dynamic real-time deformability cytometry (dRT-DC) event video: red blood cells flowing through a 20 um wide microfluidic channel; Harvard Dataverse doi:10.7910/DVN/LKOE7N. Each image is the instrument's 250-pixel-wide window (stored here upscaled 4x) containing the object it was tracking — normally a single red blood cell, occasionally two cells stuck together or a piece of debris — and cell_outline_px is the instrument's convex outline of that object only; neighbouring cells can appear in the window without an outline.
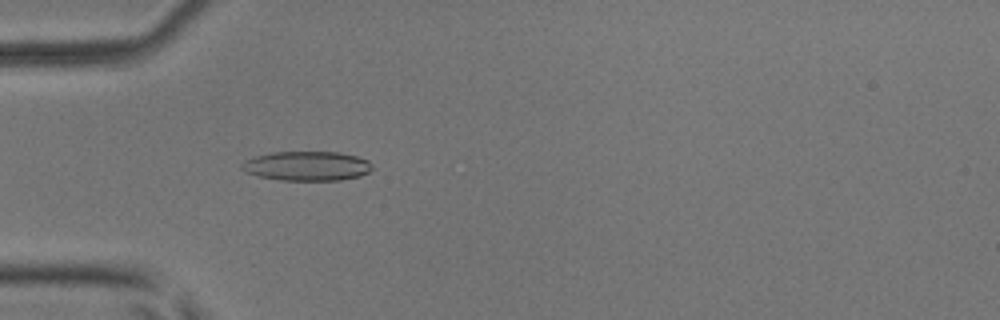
{"species": "common noctule bat (a hibernating species)", "species_latin": "Nyctalus noctula", "temperature_condition": "room temperature", "stored_images_in_passage": 22, "camera_frame_rate_fps": 3000, "um_per_image_px": 0.085, "animal": {"sex": "male", "body_mass_g": 17.9, "forearm_length_mm": 54.2}, "frame": {"image": 1, "passage_image": 9, "time_ms": 2.667, "image_size_px": [1000, 320], "cell_outline_px": [[372, 168], [368, 172], [360, 176], [340, 180], [280, 180], [256, 176], [244, 172], [240, 168], [240, 164], [244, 160], [252, 156], [272, 152], [336, 152], [356, 156], [368, 160], [372, 164]], "centroid_in_image_um": [26.02, 14.11], "position_along_channel_um": 59.0, "area_um2": 22.6}}
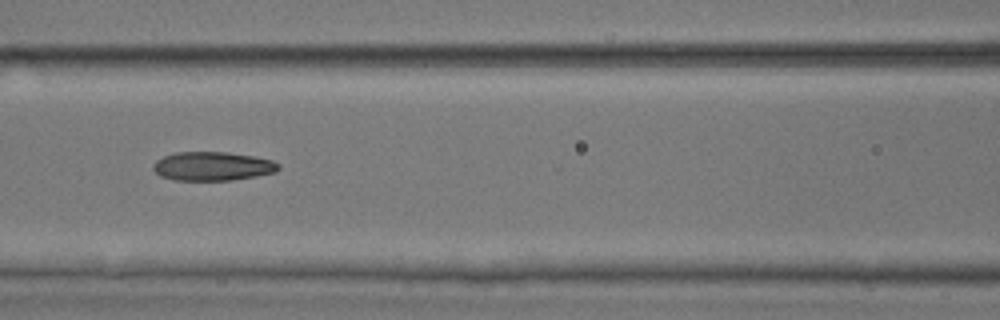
{"frame": {"image": 2, "passage_image": 16, "time_ms": 5.0, "image_size_px": [1000, 320], "cell_outline_px": [[280, 168], [276, 172], [256, 176], [232, 180], [172, 180], [160, 176], [152, 168], [152, 164], [156, 160], [164, 156], [176, 152], [228, 152], [256, 156], [272, 160], [280, 164]], "centroid_in_image_um": [18.07, 14.12], "position_along_channel_um": 148.5, "area_um2": 21.27}}
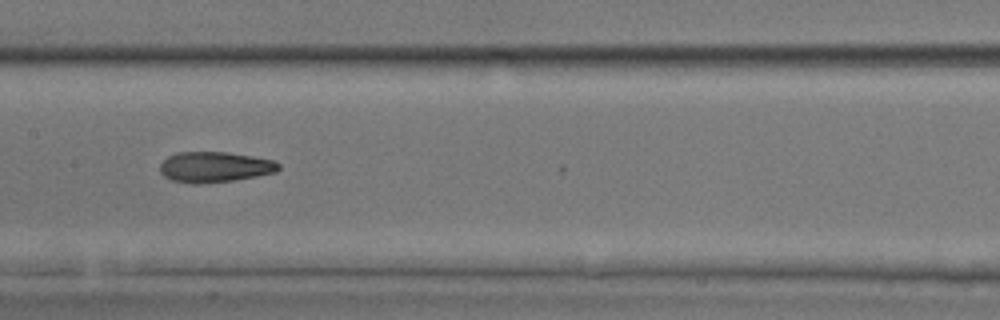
{"frame": {"image": 3, "passage_image": 19, "time_ms": 6.0, "image_size_px": [1000, 320], "cell_outline_px": [[280, 168], [276, 172], [256, 176], [232, 180], [200, 184], [192, 184], [172, 180], [164, 176], [160, 172], [160, 164], [168, 156], [176, 152], [228, 152], [252, 156], [272, 160], [280, 164]], "centroid_in_image_um": [18.23, 14.19], "position_along_channel_um": 189.2, "area_um2": 21.1}}